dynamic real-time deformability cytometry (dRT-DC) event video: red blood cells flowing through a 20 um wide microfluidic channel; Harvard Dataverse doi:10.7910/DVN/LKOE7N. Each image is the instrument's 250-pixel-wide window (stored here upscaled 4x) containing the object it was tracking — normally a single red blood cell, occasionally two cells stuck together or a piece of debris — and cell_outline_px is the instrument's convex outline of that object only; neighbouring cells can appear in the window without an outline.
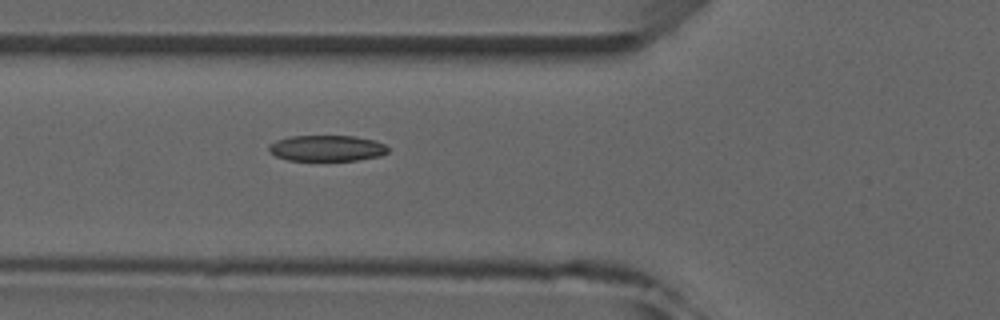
{"species": "common noctule bat (a hibernating species)", "species_latin": "Nyctalus noctula", "temperature_condition": "room temperature", "stored_images_in_passage": 2, "camera_frame_rate_fps": 3000, "um_per_image_px": 0.085, "animal": {"sex": "male", "forearm_length_mm": 52.5}, "frame": {"image": 1, "passage_image": 2, "time_ms": 1.0, "image_size_px": [1000, 320], "cell_outline_px": [[388, 152], [380, 156], [356, 160], [288, 160], [276, 156], [268, 152], [268, 144], [276, 140], [292, 136], [356, 136], [376, 140], [384, 144], [388, 148]], "centroid_in_image_um": [27.77, 12.59], "position_along_channel_um": 98.0, "area_um2": 18.09}}